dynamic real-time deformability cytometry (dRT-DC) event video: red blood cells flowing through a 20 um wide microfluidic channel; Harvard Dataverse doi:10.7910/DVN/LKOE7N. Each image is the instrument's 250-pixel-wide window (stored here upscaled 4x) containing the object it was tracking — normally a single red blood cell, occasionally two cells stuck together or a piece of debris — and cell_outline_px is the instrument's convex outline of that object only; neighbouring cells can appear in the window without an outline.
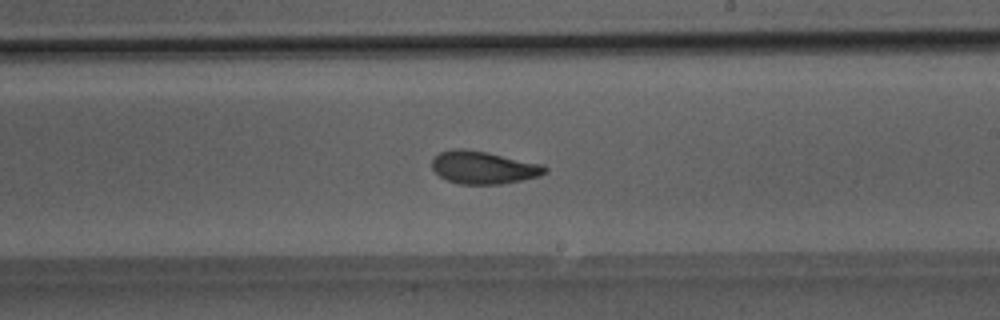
{"species": "Egyptian fruit bat (a non-hibernating species)", "species_latin": "Rousettus aegyptiacus", "temperature_condition": "room temperature", "stored_images_in_passage": 38, "camera_frame_rate_fps": 3000, "um_per_image_px": 0.085, "animal": {"sex": "male"}, "frame": {"image": 1, "passage_image": 22, "time_ms": 7.0, "image_size_px": [1000, 320], "cell_outline_px": [[548, 172], [540, 176], [500, 184], [460, 184], [448, 180], [440, 176], [432, 168], [432, 160], [440, 152], [452, 148], [464, 148], [488, 152], [544, 164], [548, 168]], "centroid_in_image_um": [41.13, 14.22], "position_along_channel_um": 247.9, "area_um2": 21.68}}
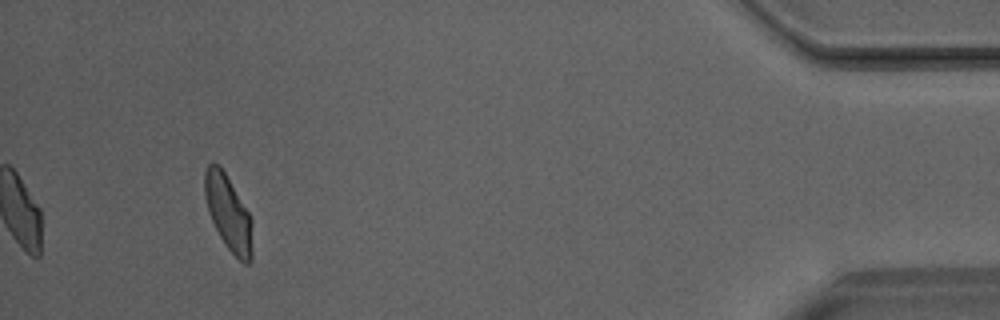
{"frame": {"image": 2, "passage_image": 38, "time_ms": 12.333, "image_size_px": [1000, 320], "cell_outline_px": [[252, 260], [248, 264], [244, 264], [224, 244], [208, 212], [204, 196], [204, 172], [208, 164], [220, 164], [248, 212], [252, 220]], "centroid_in_image_um": [19.4, 18.1], "position_along_channel_um": 415.8, "area_um2": 20.81}}